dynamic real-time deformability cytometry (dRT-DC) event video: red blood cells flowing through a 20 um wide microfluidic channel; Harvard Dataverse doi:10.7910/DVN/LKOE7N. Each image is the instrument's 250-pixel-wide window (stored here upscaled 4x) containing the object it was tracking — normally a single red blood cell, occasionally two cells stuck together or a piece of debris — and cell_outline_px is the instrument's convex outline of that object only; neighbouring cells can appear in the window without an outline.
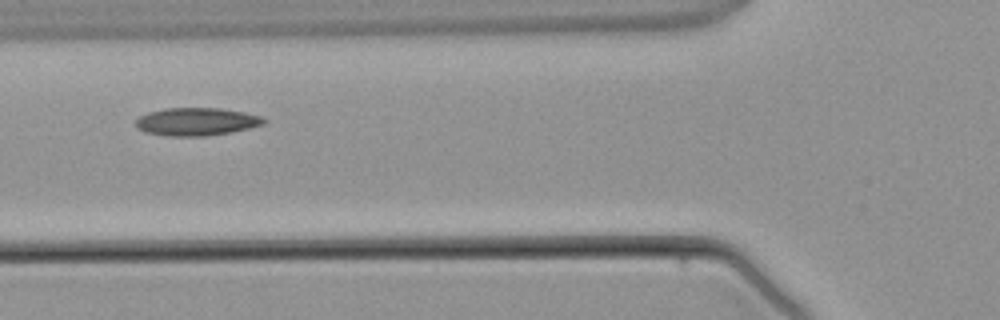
{"species": "common noctule bat (a hibernating species)", "species_latin": "Nyctalus noctula", "temperature_condition": "warm", "stored_images_in_passage": 5, "camera_frame_rate_fps": 3000, "um_per_image_px": 0.085, "animal": {"sex": "male", "body_mass_g": 21.5, "forearm_length_mm": 52.0}, "frame": {"image": 1, "passage_image": 5, "time_ms": 5.667, "image_size_px": [1000, 320], "cell_outline_px": [[268, 120], [264, 124], [232, 132], [208, 136], [168, 136], [144, 132], [136, 128], [136, 120], [140, 116], [148, 112], [164, 108], [220, 108], [244, 112], [260, 116]], "centroid_in_image_um": [16.69, 10.34], "position_along_channel_um": 109.1, "area_um2": 20.92}}